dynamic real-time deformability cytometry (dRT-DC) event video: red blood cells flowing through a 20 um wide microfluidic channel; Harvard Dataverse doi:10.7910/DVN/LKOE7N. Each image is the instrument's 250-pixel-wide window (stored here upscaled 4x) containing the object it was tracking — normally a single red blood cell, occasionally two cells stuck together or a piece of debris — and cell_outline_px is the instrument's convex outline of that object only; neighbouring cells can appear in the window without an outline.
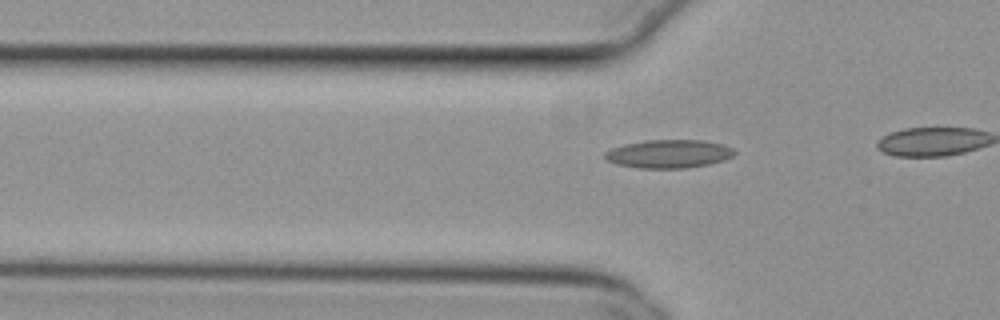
{"species": "common noctule bat (a hibernating species)", "species_latin": "Nyctalus noctula", "temperature_condition": "cold", "stored_images_in_passage": 19, "camera_frame_rate_fps": 3000, "um_per_image_px": 0.085, "animal": {"sex": "female", "body_mass_g": 29.2, "forearm_length_mm": 56.3}, "frame": {"image": 1, "passage_image": 14, "time_ms": 4.333, "image_size_px": [1000, 320], "cell_outline_px": [[736, 152], [732, 156], [724, 160], [708, 164], [688, 168], [640, 168], [616, 164], [608, 160], [604, 156], [604, 152], [612, 148], [644, 140], [700, 140], [724, 144], [732, 148]], "centroid_in_image_um": [56.86, 13.08], "position_along_channel_um": 68.9, "area_um2": 21.27}}